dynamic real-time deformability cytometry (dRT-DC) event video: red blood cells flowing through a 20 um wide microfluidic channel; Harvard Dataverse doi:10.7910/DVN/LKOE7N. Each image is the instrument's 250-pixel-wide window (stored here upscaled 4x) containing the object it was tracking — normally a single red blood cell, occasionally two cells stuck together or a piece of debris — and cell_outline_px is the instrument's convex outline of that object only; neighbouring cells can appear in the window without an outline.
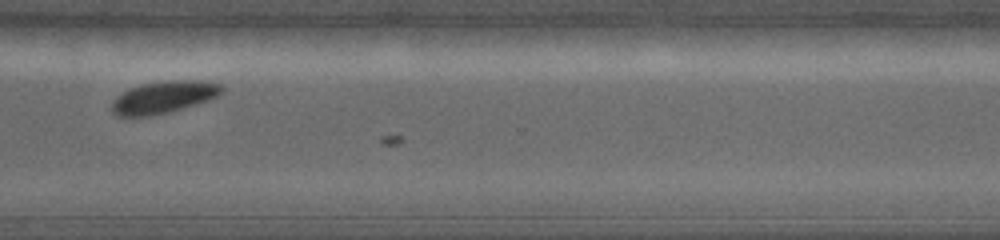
{"species": "common noctule bat (a hibernating species)", "species_latin": "Nyctalus noctula", "temperature_condition": "warm", "stored_images_in_passage": 27, "camera_frame_rate_fps": 5000, "um_per_image_px": 0.085, "animal": {"sex": "female", "body_mass_g": 19.0, "forearm_length_mm": 56.7}, "frame": {"image": 1, "passage_image": 26, "time_ms": 6.8, "image_size_px": [1000, 240], "cell_outline_px": [[224, 92], [208, 100], [196, 104], [168, 112], [152, 116], [116, 116], [112, 112], [112, 100], [116, 96], [140, 84], [164, 80], [200, 80], [220, 84], [224, 88]], "centroid_in_image_um": [13.91, 8.25], "position_along_channel_um": 356.7, "area_um2": 20.63}}